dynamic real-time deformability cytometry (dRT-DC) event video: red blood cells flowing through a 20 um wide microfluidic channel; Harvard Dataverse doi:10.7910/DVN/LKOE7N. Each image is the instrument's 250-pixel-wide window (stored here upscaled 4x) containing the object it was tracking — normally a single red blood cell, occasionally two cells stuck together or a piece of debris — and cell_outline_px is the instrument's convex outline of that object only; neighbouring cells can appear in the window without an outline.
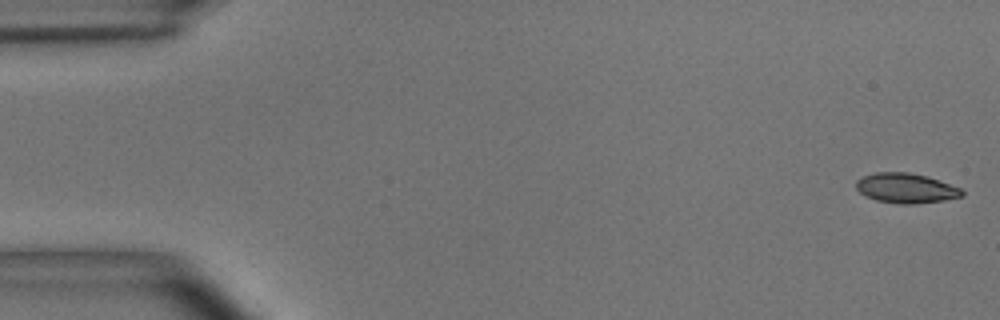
{"species": "common noctule bat (a hibernating species)", "species_latin": "Nyctalus noctula", "temperature_condition": "room temperature", "stored_images_in_passage": 54, "camera_frame_rate_fps": 3000, "um_per_image_px": 0.085, "animal": {"sex": "male", "body_mass_g": 15.6}, "frame": {"image": 1, "passage_image": 1, "time_ms": 0.0, "image_size_px": [1000, 320], "cell_outline_px": [[964, 196], [944, 200], [916, 204], [896, 204], [876, 200], [864, 196], [856, 188], [856, 180], [864, 176], [876, 172], [908, 172], [928, 176], [960, 188], [964, 192]], "centroid_in_image_um": [77.0, 16.0], "position_along_channel_um": 8.0, "area_um2": 18.55}}
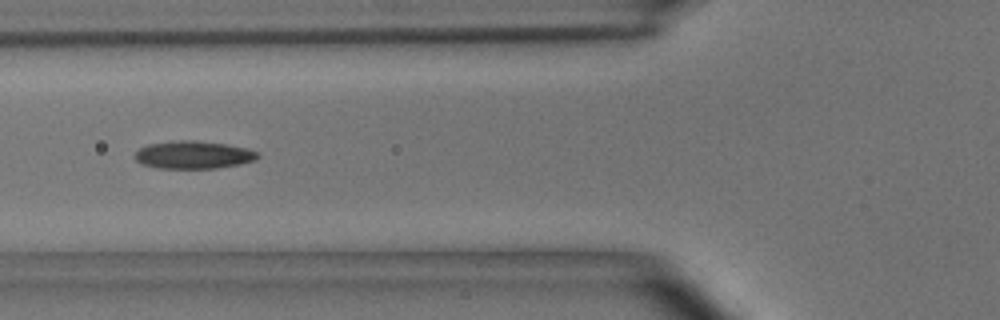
{"frame": {"image": 2, "passage_image": 20, "time_ms": 6.333, "image_size_px": [1000, 320], "cell_outline_px": [[260, 156], [256, 160], [240, 164], [216, 168], [156, 168], [140, 164], [136, 160], [136, 152], [140, 148], [148, 144], [180, 140], [192, 140], [228, 144], [248, 148], [260, 152]], "centroid_in_image_um": [16.48, 13.16], "position_along_channel_um": 109.3, "area_um2": 20.0}}
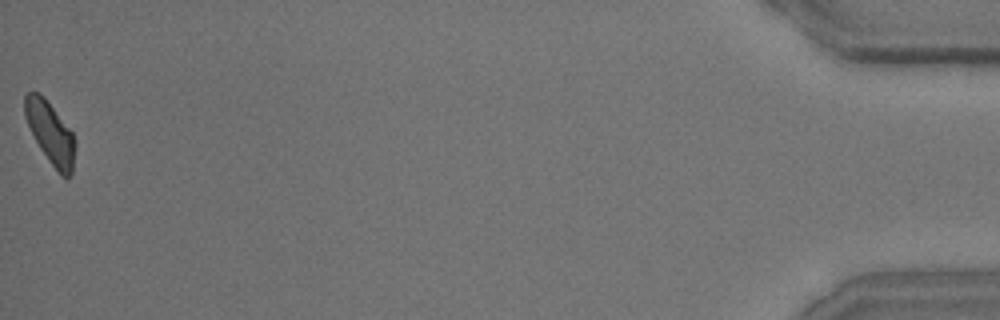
{"frame": {"image": 3, "passage_image": 54, "time_ms": 17.667, "image_size_px": [1000, 320], "cell_outline_px": [[76, 148], [72, 172], [68, 176], [60, 176], [40, 148], [24, 116], [24, 96], [28, 92], [36, 92], [44, 96], [72, 132], [76, 140]], "centroid_in_image_um": [4.3, 11.29], "position_along_channel_um": 430.9, "area_um2": 18.03}, "authors_computed_cell_mechanics": {"area_um2": 18.7272, "velocity_mm_per_s": 3.6822, "shape_relaxation_time_tau1_ms": 5.9711, "shape_relaxation_time_tau2_ms": 3.0396, "deformation_change_tau1": 0.1399, "deformation_change_tau2": 0.09}}